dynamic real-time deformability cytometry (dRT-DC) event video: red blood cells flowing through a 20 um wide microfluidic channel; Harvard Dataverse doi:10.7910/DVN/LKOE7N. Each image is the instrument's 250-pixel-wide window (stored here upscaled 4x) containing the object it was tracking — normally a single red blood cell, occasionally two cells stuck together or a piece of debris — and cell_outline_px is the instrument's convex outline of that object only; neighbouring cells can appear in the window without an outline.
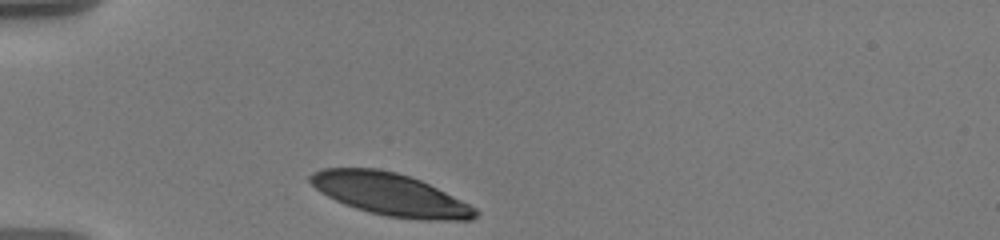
{"species": "human", "species_latin": "Homo sapiens", "temperature_condition": "warm", "stored_images_in_passage": 23, "camera_frame_rate_fps": 3000, "um_per_image_px": 0.085, "donor": {"sex": "male"}, "frame": {"image": 1, "passage_image": 1, "time_ms": 0.0, "image_size_px": [1000, 240], "cell_outline_px": [[480, 212], [472, 220], [428, 220], [388, 216], [368, 212], [344, 204], [320, 192], [308, 180], [308, 176], [312, 172], [324, 168], [376, 168], [396, 172], [420, 180], [476, 208]], "centroid_in_image_um": [33.14, 16.52], "position_along_channel_um": 51.9, "area_um2": 40.34}}
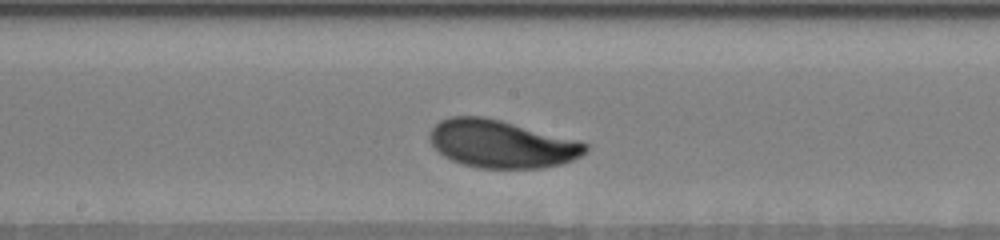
{"frame": {"image": 2, "passage_image": 12, "time_ms": 5.0, "image_size_px": [1000, 240], "cell_outline_px": [[588, 148], [580, 156], [564, 164], [544, 168], [480, 168], [464, 164], [452, 160], [444, 156], [432, 144], [428, 136], [432, 128], [440, 120], [448, 116], [484, 116], [580, 140], [588, 144]], "centroid_in_image_um": [42.65, 12.23], "position_along_channel_um": 205.6, "area_um2": 43.41}}
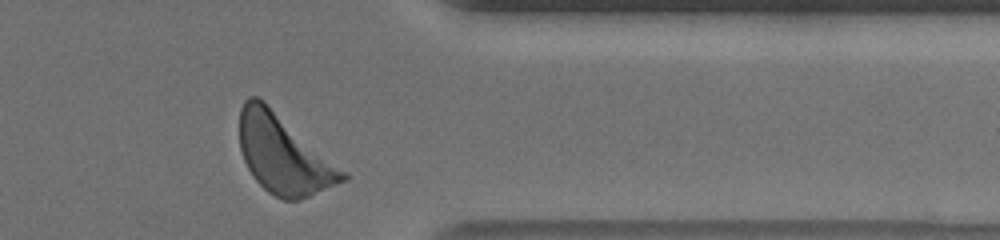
{"frame": {"image": 3, "passage_image": 22, "time_ms": 10.333, "image_size_px": [1000, 240], "cell_outline_px": [[348, 180], [300, 200], [284, 200], [268, 192], [256, 180], [248, 168], [244, 160], [240, 148], [240, 108], [244, 100], [248, 96], [256, 96], [264, 100], [348, 172]], "centroid_in_image_um": [24.13, 13.12], "position_along_channel_um": 387.3, "area_um2": 47.45}, "authors_computed_cell_mechanics": {"area_um2": 43.4078, "velocity_mm_per_s": 3.5238, "shape_relaxation_time_tau1_ms": 2.3299, "shape_relaxation_time_tau2_ms": null, "deformation_change_tau1": 0.1294, "deformation_change_tau2": null}}